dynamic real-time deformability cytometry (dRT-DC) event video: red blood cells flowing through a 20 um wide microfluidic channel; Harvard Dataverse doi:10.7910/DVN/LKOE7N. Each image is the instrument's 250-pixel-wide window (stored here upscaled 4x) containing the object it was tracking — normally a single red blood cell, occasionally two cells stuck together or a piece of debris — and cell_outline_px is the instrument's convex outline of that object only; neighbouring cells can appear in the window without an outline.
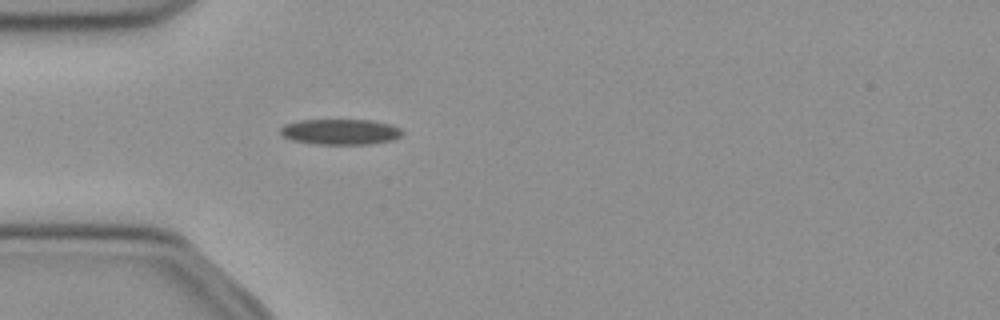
{"species": "common noctule bat (a hibernating species)", "species_latin": "Nyctalus noctula", "temperature_condition": "cold", "stored_images_in_passage": 38, "camera_frame_rate_fps": 3000, "um_per_image_px": 0.085, "animal": {"sex": "female", "body_mass_g": 21.9}, "frame": {"image": 1, "passage_image": 1, "time_ms": 0.0, "image_size_px": [1000, 320], "cell_outline_px": [[404, 132], [400, 136], [392, 140], [368, 144], [316, 144], [292, 140], [284, 136], [280, 132], [280, 128], [284, 124], [300, 120], [372, 120], [392, 124], [400, 128]], "centroid_in_image_um": [28.95, 11.19], "position_along_channel_um": 56.1, "area_um2": 18.21}}
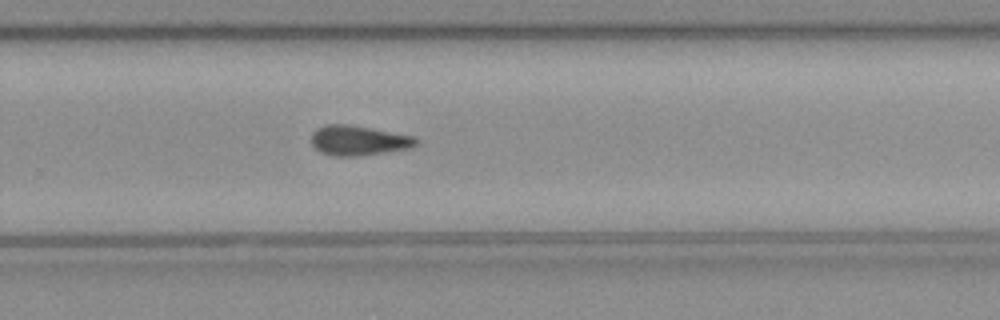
{"frame": {"image": 2, "passage_image": 20, "time_ms": 6.333, "image_size_px": [1000, 320], "cell_outline_px": [[420, 140], [416, 144], [408, 148], [360, 156], [332, 156], [320, 152], [312, 144], [312, 132], [316, 128], [324, 124], [348, 124], [416, 136]], "centroid_in_image_um": [30.46, 11.93], "position_along_channel_um": 299.3, "area_um2": 18.32}}
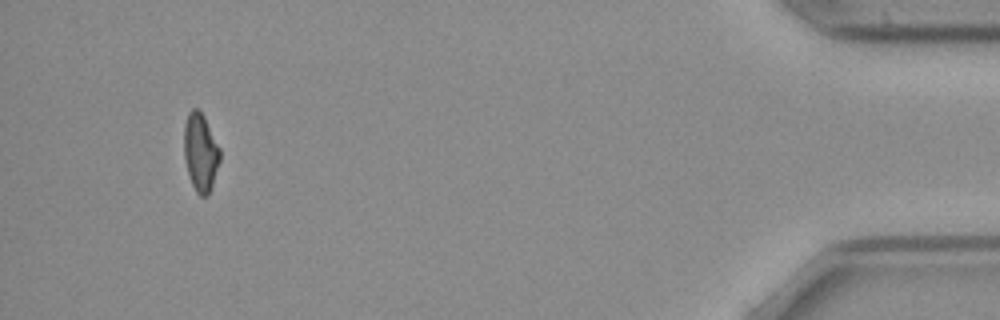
{"frame": {"image": 3, "passage_image": 35, "time_ms": 11.333, "image_size_px": [1000, 320], "cell_outline_px": [[220, 160], [208, 196], [200, 196], [196, 192], [192, 184], [184, 160], [184, 124], [188, 112], [192, 108], [196, 108], [204, 116], [220, 148]], "centroid_in_image_um": [17.03, 12.93], "position_along_channel_um": 418.2, "area_um2": 16.3}}